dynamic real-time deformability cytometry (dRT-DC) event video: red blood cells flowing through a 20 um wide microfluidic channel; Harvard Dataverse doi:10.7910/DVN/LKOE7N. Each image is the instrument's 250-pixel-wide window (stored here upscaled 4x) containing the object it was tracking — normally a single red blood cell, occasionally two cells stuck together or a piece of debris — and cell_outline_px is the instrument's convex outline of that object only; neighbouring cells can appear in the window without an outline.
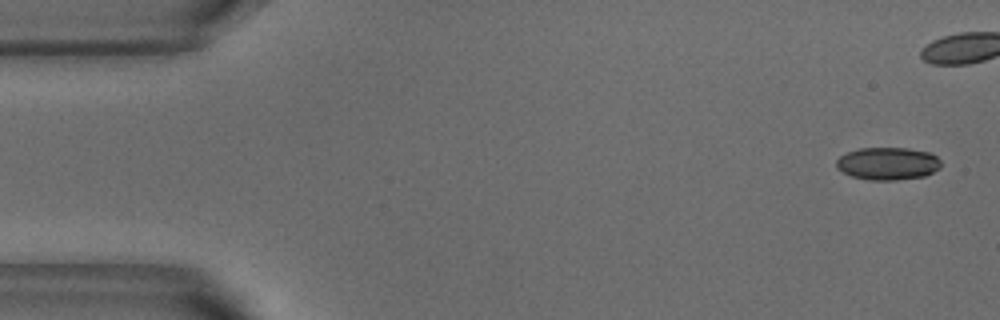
{"species": "common noctule bat (a hibernating species)", "species_latin": "Nyctalus noctula", "temperature_condition": "warm", "stored_images_in_passage": 40, "camera_frame_rate_fps": 3000, "um_per_image_px": 0.085, "animal": {"sex": "male", "body_mass_g": 18.8}, "frame": {"image": 1, "passage_image": 1, "time_ms": 0.0, "image_size_px": [1000, 320], "cell_outline_px": [[940, 168], [924, 176], [896, 180], [868, 180], [852, 176], [836, 168], [836, 160], [840, 156], [848, 152], [860, 148], [908, 148], [932, 152], [940, 160]], "centroid_in_image_um": [75.47, 13.9], "position_along_channel_um": 9.5, "area_um2": 19.94}}